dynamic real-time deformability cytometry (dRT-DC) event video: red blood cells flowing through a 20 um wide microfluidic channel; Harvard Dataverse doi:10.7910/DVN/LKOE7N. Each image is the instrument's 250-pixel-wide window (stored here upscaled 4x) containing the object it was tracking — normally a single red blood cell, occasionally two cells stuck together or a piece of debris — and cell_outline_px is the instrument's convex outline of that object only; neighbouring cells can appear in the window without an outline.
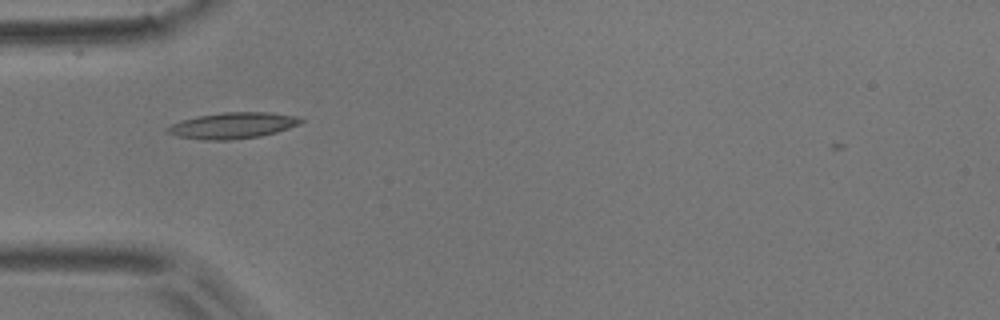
{"species": "common noctule bat (a hibernating species)", "species_latin": "Nyctalus noctula", "temperature_condition": "room temperature", "stored_images_in_passage": 5, "camera_frame_rate_fps": 3000, "um_per_image_px": 0.085, "animal": {"sex": "male", "body_mass_g": 17.9}, "frame": {"image": 1, "passage_image": 1, "time_ms": 0.0, "image_size_px": [1000, 320], "cell_outline_px": [[304, 120], [300, 124], [276, 132], [260, 136], [228, 140], [204, 140], [176, 136], [168, 132], [164, 128], [180, 120], [196, 116], [224, 112], [268, 112], [296, 116]], "centroid_in_image_um": [19.75, 10.66], "position_along_channel_um": 65.3, "area_um2": 20.29}}
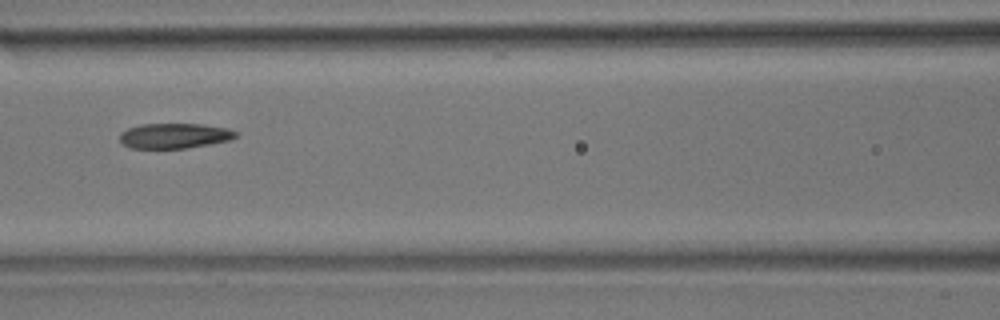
{"frame": {"image": 2, "passage_image": 3, "time_ms": 0.667, "image_size_px": [1000, 320], "cell_outline_px": [[240, 136], [232, 140], [212, 144], [184, 148], [132, 148], [124, 144], [120, 140], [120, 132], [128, 128], [140, 124], [200, 124], [228, 128], [236, 132]], "centroid_in_image_um": [14.88, 11.54], "position_along_channel_um": 151.7, "area_um2": 17.11}}
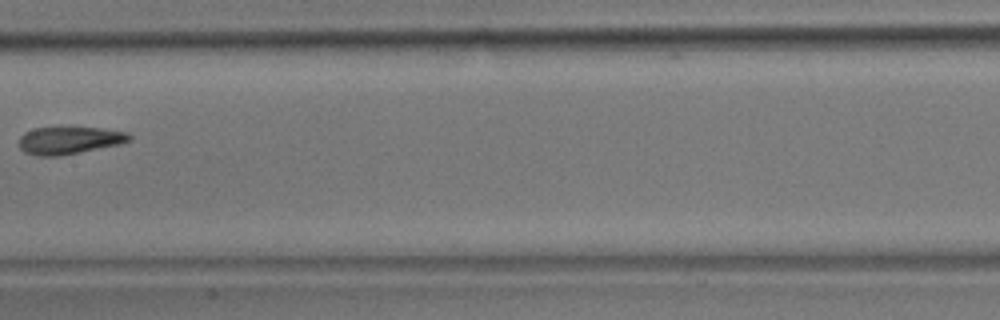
{"frame": {"image": 3, "passage_image": 4, "time_ms": 1.0, "image_size_px": [1000, 320], "cell_outline_px": [[132, 140], [120, 144], [60, 156], [36, 156], [24, 152], [20, 148], [20, 136], [24, 132], [36, 128], [100, 128], [128, 132], [132, 136]], "centroid_in_image_um": [5.91, 11.94], "position_along_channel_um": 201.5, "area_um2": 17.57}}